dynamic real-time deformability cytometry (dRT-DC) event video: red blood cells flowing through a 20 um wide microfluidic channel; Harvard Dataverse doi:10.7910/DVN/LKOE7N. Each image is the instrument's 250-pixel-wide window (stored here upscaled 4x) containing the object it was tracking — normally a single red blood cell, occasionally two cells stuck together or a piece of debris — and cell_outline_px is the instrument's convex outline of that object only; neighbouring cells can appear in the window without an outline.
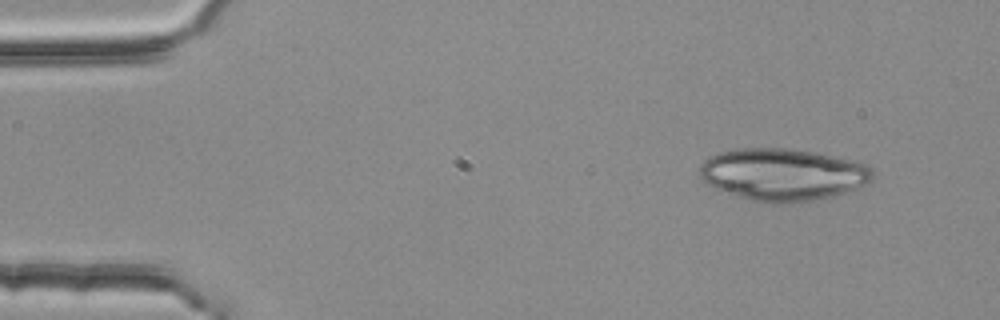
{"species": "common noctule bat (a hibernating species)", "species_latin": "Nyctalus noctula", "temperature_condition": "room temperature", "stored_images_in_passage": 4, "camera_frame_rate_fps": 3000, "um_per_image_px": 0.085, "animal": {"sex": "female", "body_mass_g": 25.1}, "frame": {"image": 1, "passage_image": 1, "time_ms": 0.0, "image_size_px": [1000, 320], "cell_outline_px": [[872, 180], [844, 192], [832, 196], [792, 204], [780, 204], [752, 200], [716, 188], [708, 184], [700, 176], [700, 164], [708, 156], [720, 152], [740, 148], [784, 148], [812, 152], [852, 160], [864, 164], [872, 168]], "centroid_in_image_um": [66.5, 14.83], "position_along_channel_um": 18.5, "area_um2": 52.02}}